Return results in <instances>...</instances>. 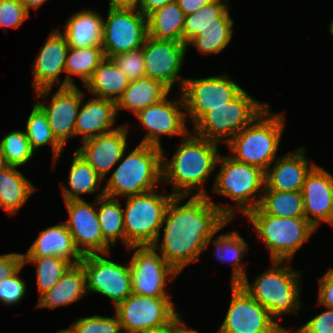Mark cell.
I'll use <instances>...</instances> for the list:
<instances>
[{
  "label": "cell",
  "instance_id": "cell-1",
  "mask_svg": "<svg viewBox=\"0 0 333 333\" xmlns=\"http://www.w3.org/2000/svg\"><path fill=\"white\" fill-rule=\"evenodd\" d=\"M210 197L173 196L168 203L158 237L152 246L179 274L188 265L199 261L208 240L232 221ZM186 198L187 202L181 203Z\"/></svg>",
  "mask_w": 333,
  "mask_h": 333
},
{
  "label": "cell",
  "instance_id": "cell-2",
  "mask_svg": "<svg viewBox=\"0 0 333 333\" xmlns=\"http://www.w3.org/2000/svg\"><path fill=\"white\" fill-rule=\"evenodd\" d=\"M180 140L171 159H165L163 150L162 181L171 185L174 196H208L204 184L216 169L219 143L192 131Z\"/></svg>",
  "mask_w": 333,
  "mask_h": 333
},
{
  "label": "cell",
  "instance_id": "cell-3",
  "mask_svg": "<svg viewBox=\"0 0 333 333\" xmlns=\"http://www.w3.org/2000/svg\"><path fill=\"white\" fill-rule=\"evenodd\" d=\"M271 267L249 283L248 275L239 285L258 301L276 320L295 314L303 305L300 300L302 271L294 270L288 261H270Z\"/></svg>",
  "mask_w": 333,
  "mask_h": 333
},
{
  "label": "cell",
  "instance_id": "cell-4",
  "mask_svg": "<svg viewBox=\"0 0 333 333\" xmlns=\"http://www.w3.org/2000/svg\"><path fill=\"white\" fill-rule=\"evenodd\" d=\"M163 149L138 143L129 154L125 150L103 187L105 196L127 198L158 188L162 182Z\"/></svg>",
  "mask_w": 333,
  "mask_h": 333
},
{
  "label": "cell",
  "instance_id": "cell-5",
  "mask_svg": "<svg viewBox=\"0 0 333 333\" xmlns=\"http://www.w3.org/2000/svg\"><path fill=\"white\" fill-rule=\"evenodd\" d=\"M268 106L226 144L234 160L266 171L278 158L286 126L284 113H272Z\"/></svg>",
  "mask_w": 333,
  "mask_h": 333
},
{
  "label": "cell",
  "instance_id": "cell-6",
  "mask_svg": "<svg viewBox=\"0 0 333 333\" xmlns=\"http://www.w3.org/2000/svg\"><path fill=\"white\" fill-rule=\"evenodd\" d=\"M218 173L212 183L214 193L234 201L235 206L216 205L230 220L235 218V209L244 216L258 207L265 189V171L261 168L241 163L232 157L221 154L216 167Z\"/></svg>",
  "mask_w": 333,
  "mask_h": 333
},
{
  "label": "cell",
  "instance_id": "cell-7",
  "mask_svg": "<svg viewBox=\"0 0 333 333\" xmlns=\"http://www.w3.org/2000/svg\"><path fill=\"white\" fill-rule=\"evenodd\" d=\"M245 216L253 225L257 239H261L267 247L271 261L291 262L296 252L316 231L306 218L270 216L258 207L250 210Z\"/></svg>",
  "mask_w": 333,
  "mask_h": 333
},
{
  "label": "cell",
  "instance_id": "cell-8",
  "mask_svg": "<svg viewBox=\"0 0 333 333\" xmlns=\"http://www.w3.org/2000/svg\"><path fill=\"white\" fill-rule=\"evenodd\" d=\"M268 106V103L256 100L243 89L226 105L213 107L206 112L191 131L204 139L226 145Z\"/></svg>",
  "mask_w": 333,
  "mask_h": 333
},
{
  "label": "cell",
  "instance_id": "cell-9",
  "mask_svg": "<svg viewBox=\"0 0 333 333\" xmlns=\"http://www.w3.org/2000/svg\"><path fill=\"white\" fill-rule=\"evenodd\" d=\"M158 188L125 198L123 219L125 248L152 245L159 234L164 214L173 194L159 193Z\"/></svg>",
  "mask_w": 333,
  "mask_h": 333
},
{
  "label": "cell",
  "instance_id": "cell-10",
  "mask_svg": "<svg viewBox=\"0 0 333 333\" xmlns=\"http://www.w3.org/2000/svg\"><path fill=\"white\" fill-rule=\"evenodd\" d=\"M135 250L129 260L132 275V293L149 297H171L167 284L179 273L169 265L152 246H130Z\"/></svg>",
  "mask_w": 333,
  "mask_h": 333
},
{
  "label": "cell",
  "instance_id": "cell-11",
  "mask_svg": "<svg viewBox=\"0 0 333 333\" xmlns=\"http://www.w3.org/2000/svg\"><path fill=\"white\" fill-rule=\"evenodd\" d=\"M104 254L84 255L81 263L86 273L87 294L98 293L112 301L113 306L123 302L132 294V275L129 261L115 263L104 258Z\"/></svg>",
  "mask_w": 333,
  "mask_h": 333
},
{
  "label": "cell",
  "instance_id": "cell-12",
  "mask_svg": "<svg viewBox=\"0 0 333 333\" xmlns=\"http://www.w3.org/2000/svg\"><path fill=\"white\" fill-rule=\"evenodd\" d=\"M242 90L227 73L198 79L185 78L180 92L185 104L186 117H189L194 125L206 112L213 107L226 105Z\"/></svg>",
  "mask_w": 333,
  "mask_h": 333
},
{
  "label": "cell",
  "instance_id": "cell-13",
  "mask_svg": "<svg viewBox=\"0 0 333 333\" xmlns=\"http://www.w3.org/2000/svg\"><path fill=\"white\" fill-rule=\"evenodd\" d=\"M147 37V15L139 10L108 8L107 17L103 18L102 37L106 58L142 48Z\"/></svg>",
  "mask_w": 333,
  "mask_h": 333
},
{
  "label": "cell",
  "instance_id": "cell-14",
  "mask_svg": "<svg viewBox=\"0 0 333 333\" xmlns=\"http://www.w3.org/2000/svg\"><path fill=\"white\" fill-rule=\"evenodd\" d=\"M171 298L132 293L114 307L122 333H130L138 329L160 328L171 324L181 314L176 311V305Z\"/></svg>",
  "mask_w": 333,
  "mask_h": 333
},
{
  "label": "cell",
  "instance_id": "cell-15",
  "mask_svg": "<svg viewBox=\"0 0 333 333\" xmlns=\"http://www.w3.org/2000/svg\"><path fill=\"white\" fill-rule=\"evenodd\" d=\"M179 93L176 96L177 99H168L167 95L161 101L146 107L135 115L142 125V129L146 130L140 144L163 148L162 135L184 137L190 131L186 124L189 120L186 117L184 100L181 92Z\"/></svg>",
  "mask_w": 333,
  "mask_h": 333
},
{
  "label": "cell",
  "instance_id": "cell-16",
  "mask_svg": "<svg viewBox=\"0 0 333 333\" xmlns=\"http://www.w3.org/2000/svg\"><path fill=\"white\" fill-rule=\"evenodd\" d=\"M231 301L215 333H276L281 326L270 313L239 284H231Z\"/></svg>",
  "mask_w": 333,
  "mask_h": 333
},
{
  "label": "cell",
  "instance_id": "cell-17",
  "mask_svg": "<svg viewBox=\"0 0 333 333\" xmlns=\"http://www.w3.org/2000/svg\"><path fill=\"white\" fill-rule=\"evenodd\" d=\"M146 77L158 80L171 91L180 85L182 90L186 77L180 75L188 46L174 40H156L147 37L143 43Z\"/></svg>",
  "mask_w": 333,
  "mask_h": 333
},
{
  "label": "cell",
  "instance_id": "cell-18",
  "mask_svg": "<svg viewBox=\"0 0 333 333\" xmlns=\"http://www.w3.org/2000/svg\"><path fill=\"white\" fill-rule=\"evenodd\" d=\"M105 196L104 188L90 204L86 200L64 201L68 219L64 222L73 237L79 252L84 255L110 253L111 247L105 242L97 215L96 198Z\"/></svg>",
  "mask_w": 333,
  "mask_h": 333
},
{
  "label": "cell",
  "instance_id": "cell-19",
  "mask_svg": "<svg viewBox=\"0 0 333 333\" xmlns=\"http://www.w3.org/2000/svg\"><path fill=\"white\" fill-rule=\"evenodd\" d=\"M53 88H45L35 91L37 98L52 96L49 105L43 104L39 99L35 103L44 111L52 133L56 140L65 148L68 139L75 137V124L77 113L85 92L79 87H59L56 92Z\"/></svg>",
  "mask_w": 333,
  "mask_h": 333
},
{
  "label": "cell",
  "instance_id": "cell-20",
  "mask_svg": "<svg viewBox=\"0 0 333 333\" xmlns=\"http://www.w3.org/2000/svg\"><path fill=\"white\" fill-rule=\"evenodd\" d=\"M301 192L305 218L316 230L322 222L333 227V175L316 164L306 175Z\"/></svg>",
  "mask_w": 333,
  "mask_h": 333
},
{
  "label": "cell",
  "instance_id": "cell-21",
  "mask_svg": "<svg viewBox=\"0 0 333 333\" xmlns=\"http://www.w3.org/2000/svg\"><path fill=\"white\" fill-rule=\"evenodd\" d=\"M130 125L126 123L113 131L87 139L76 149L103 180L128 148Z\"/></svg>",
  "mask_w": 333,
  "mask_h": 333
},
{
  "label": "cell",
  "instance_id": "cell-22",
  "mask_svg": "<svg viewBox=\"0 0 333 333\" xmlns=\"http://www.w3.org/2000/svg\"><path fill=\"white\" fill-rule=\"evenodd\" d=\"M68 50L66 37L60 32V29L54 28L32 64V87L34 92L40 89L53 88L56 82L59 87H62L59 76L65 72Z\"/></svg>",
  "mask_w": 333,
  "mask_h": 333
},
{
  "label": "cell",
  "instance_id": "cell-23",
  "mask_svg": "<svg viewBox=\"0 0 333 333\" xmlns=\"http://www.w3.org/2000/svg\"><path fill=\"white\" fill-rule=\"evenodd\" d=\"M265 171V189L301 192L306 175L316 165L306 157L305 147L278 157Z\"/></svg>",
  "mask_w": 333,
  "mask_h": 333
},
{
  "label": "cell",
  "instance_id": "cell-24",
  "mask_svg": "<svg viewBox=\"0 0 333 333\" xmlns=\"http://www.w3.org/2000/svg\"><path fill=\"white\" fill-rule=\"evenodd\" d=\"M116 102L94 96L84 102L82 98L75 124V136L81 135V142L113 131L117 119Z\"/></svg>",
  "mask_w": 333,
  "mask_h": 333
},
{
  "label": "cell",
  "instance_id": "cell-25",
  "mask_svg": "<svg viewBox=\"0 0 333 333\" xmlns=\"http://www.w3.org/2000/svg\"><path fill=\"white\" fill-rule=\"evenodd\" d=\"M56 256L71 264L81 262L83 255L77 249L66 223H58L42 230L23 257Z\"/></svg>",
  "mask_w": 333,
  "mask_h": 333
},
{
  "label": "cell",
  "instance_id": "cell-26",
  "mask_svg": "<svg viewBox=\"0 0 333 333\" xmlns=\"http://www.w3.org/2000/svg\"><path fill=\"white\" fill-rule=\"evenodd\" d=\"M87 295L86 273L83 264H71L61 279L47 292L38 298L36 308L54 310L77 302Z\"/></svg>",
  "mask_w": 333,
  "mask_h": 333
},
{
  "label": "cell",
  "instance_id": "cell-27",
  "mask_svg": "<svg viewBox=\"0 0 333 333\" xmlns=\"http://www.w3.org/2000/svg\"><path fill=\"white\" fill-rule=\"evenodd\" d=\"M102 14L91 9H82L71 15L60 32L71 48L102 47Z\"/></svg>",
  "mask_w": 333,
  "mask_h": 333
},
{
  "label": "cell",
  "instance_id": "cell-28",
  "mask_svg": "<svg viewBox=\"0 0 333 333\" xmlns=\"http://www.w3.org/2000/svg\"><path fill=\"white\" fill-rule=\"evenodd\" d=\"M214 245V256L219 262H230L232 265V276L230 285L239 284L247 275V264L243 262L244 256L249 253V247L246 240L233 230L222 233L215 239L210 238L206 244V250L210 244Z\"/></svg>",
  "mask_w": 333,
  "mask_h": 333
},
{
  "label": "cell",
  "instance_id": "cell-29",
  "mask_svg": "<svg viewBox=\"0 0 333 333\" xmlns=\"http://www.w3.org/2000/svg\"><path fill=\"white\" fill-rule=\"evenodd\" d=\"M171 90L162 82L148 77L130 81L123 95L116 102L117 115L119 110H128L136 115L146 107L161 101Z\"/></svg>",
  "mask_w": 333,
  "mask_h": 333
},
{
  "label": "cell",
  "instance_id": "cell-30",
  "mask_svg": "<svg viewBox=\"0 0 333 333\" xmlns=\"http://www.w3.org/2000/svg\"><path fill=\"white\" fill-rule=\"evenodd\" d=\"M19 168L7 166L0 172V208L14 215L28 201L37 188Z\"/></svg>",
  "mask_w": 333,
  "mask_h": 333
},
{
  "label": "cell",
  "instance_id": "cell-31",
  "mask_svg": "<svg viewBox=\"0 0 333 333\" xmlns=\"http://www.w3.org/2000/svg\"><path fill=\"white\" fill-rule=\"evenodd\" d=\"M130 80L111 58H104L85 83L88 92L115 102L123 95Z\"/></svg>",
  "mask_w": 333,
  "mask_h": 333
},
{
  "label": "cell",
  "instance_id": "cell-32",
  "mask_svg": "<svg viewBox=\"0 0 333 333\" xmlns=\"http://www.w3.org/2000/svg\"><path fill=\"white\" fill-rule=\"evenodd\" d=\"M185 14L177 1L154 9L147 15L148 36L156 40H174L183 43Z\"/></svg>",
  "mask_w": 333,
  "mask_h": 333
},
{
  "label": "cell",
  "instance_id": "cell-33",
  "mask_svg": "<svg viewBox=\"0 0 333 333\" xmlns=\"http://www.w3.org/2000/svg\"><path fill=\"white\" fill-rule=\"evenodd\" d=\"M67 187L62 185L63 201L83 200L82 194H95L103 179L76 150L68 172ZM69 187V188H68Z\"/></svg>",
  "mask_w": 333,
  "mask_h": 333
},
{
  "label": "cell",
  "instance_id": "cell-34",
  "mask_svg": "<svg viewBox=\"0 0 333 333\" xmlns=\"http://www.w3.org/2000/svg\"><path fill=\"white\" fill-rule=\"evenodd\" d=\"M229 0H213L195 13L185 16L183 43L188 44L208 25L234 24Z\"/></svg>",
  "mask_w": 333,
  "mask_h": 333
},
{
  "label": "cell",
  "instance_id": "cell-35",
  "mask_svg": "<svg viewBox=\"0 0 333 333\" xmlns=\"http://www.w3.org/2000/svg\"><path fill=\"white\" fill-rule=\"evenodd\" d=\"M104 58L102 47H69L62 87L76 86L73 76L79 77L85 85Z\"/></svg>",
  "mask_w": 333,
  "mask_h": 333
},
{
  "label": "cell",
  "instance_id": "cell-36",
  "mask_svg": "<svg viewBox=\"0 0 333 333\" xmlns=\"http://www.w3.org/2000/svg\"><path fill=\"white\" fill-rule=\"evenodd\" d=\"M97 215L105 242L114 247L120 240L125 247L123 207L119 199L103 196L96 198Z\"/></svg>",
  "mask_w": 333,
  "mask_h": 333
},
{
  "label": "cell",
  "instance_id": "cell-37",
  "mask_svg": "<svg viewBox=\"0 0 333 333\" xmlns=\"http://www.w3.org/2000/svg\"><path fill=\"white\" fill-rule=\"evenodd\" d=\"M258 208L270 216L305 218L302 192L264 190Z\"/></svg>",
  "mask_w": 333,
  "mask_h": 333
},
{
  "label": "cell",
  "instance_id": "cell-38",
  "mask_svg": "<svg viewBox=\"0 0 333 333\" xmlns=\"http://www.w3.org/2000/svg\"><path fill=\"white\" fill-rule=\"evenodd\" d=\"M25 134L31 149L36 153L38 148L49 145L52 149L53 165H56L64 147L54 137L44 111L34 102L25 125Z\"/></svg>",
  "mask_w": 333,
  "mask_h": 333
},
{
  "label": "cell",
  "instance_id": "cell-39",
  "mask_svg": "<svg viewBox=\"0 0 333 333\" xmlns=\"http://www.w3.org/2000/svg\"><path fill=\"white\" fill-rule=\"evenodd\" d=\"M23 263H33L36 267V285L39 297L50 290L71 265L66 259L56 256L23 257Z\"/></svg>",
  "mask_w": 333,
  "mask_h": 333
},
{
  "label": "cell",
  "instance_id": "cell-40",
  "mask_svg": "<svg viewBox=\"0 0 333 333\" xmlns=\"http://www.w3.org/2000/svg\"><path fill=\"white\" fill-rule=\"evenodd\" d=\"M234 24L208 25L188 44L201 55L219 54L231 43Z\"/></svg>",
  "mask_w": 333,
  "mask_h": 333
},
{
  "label": "cell",
  "instance_id": "cell-41",
  "mask_svg": "<svg viewBox=\"0 0 333 333\" xmlns=\"http://www.w3.org/2000/svg\"><path fill=\"white\" fill-rule=\"evenodd\" d=\"M0 152L5 158L7 166L17 168L25 165L35 156L25 131L16 129L4 135L0 141Z\"/></svg>",
  "mask_w": 333,
  "mask_h": 333
},
{
  "label": "cell",
  "instance_id": "cell-42",
  "mask_svg": "<svg viewBox=\"0 0 333 333\" xmlns=\"http://www.w3.org/2000/svg\"><path fill=\"white\" fill-rule=\"evenodd\" d=\"M69 327L74 333H122L121 324L115 313L113 317L100 315L80 317Z\"/></svg>",
  "mask_w": 333,
  "mask_h": 333
},
{
  "label": "cell",
  "instance_id": "cell-43",
  "mask_svg": "<svg viewBox=\"0 0 333 333\" xmlns=\"http://www.w3.org/2000/svg\"><path fill=\"white\" fill-rule=\"evenodd\" d=\"M111 59L130 81L146 77L142 48L116 54Z\"/></svg>",
  "mask_w": 333,
  "mask_h": 333
},
{
  "label": "cell",
  "instance_id": "cell-44",
  "mask_svg": "<svg viewBox=\"0 0 333 333\" xmlns=\"http://www.w3.org/2000/svg\"><path fill=\"white\" fill-rule=\"evenodd\" d=\"M24 265L11 277L0 282V303L5 306H13L23 300L26 296V282L19 274Z\"/></svg>",
  "mask_w": 333,
  "mask_h": 333
},
{
  "label": "cell",
  "instance_id": "cell-45",
  "mask_svg": "<svg viewBox=\"0 0 333 333\" xmlns=\"http://www.w3.org/2000/svg\"><path fill=\"white\" fill-rule=\"evenodd\" d=\"M30 14L20 0H0V27L19 28Z\"/></svg>",
  "mask_w": 333,
  "mask_h": 333
},
{
  "label": "cell",
  "instance_id": "cell-46",
  "mask_svg": "<svg viewBox=\"0 0 333 333\" xmlns=\"http://www.w3.org/2000/svg\"><path fill=\"white\" fill-rule=\"evenodd\" d=\"M299 329L303 333H333V309L326 308L325 311L312 317Z\"/></svg>",
  "mask_w": 333,
  "mask_h": 333
},
{
  "label": "cell",
  "instance_id": "cell-47",
  "mask_svg": "<svg viewBox=\"0 0 333 333\" xmlns=\"http://www.w3.org/2000/svg\"><path fill=\"white\" fill-rule=\"evenodd\" d=\"M318 300L317 305L333 309V268H329L318 278Z\"/></svg>",
  "mask_w": 333,
  "mask_h": 333
},
{
  "label": "cell",
  "instance_id": "cell-48",
  "mask_svg": "<svg viewBox=\"0 0 333 333\" xmlns=\"http://www.w3.org/2000/svg\"><path fill=\"white\" fill-rule=\"evenodd\" d=\"M23 265V253L0 255V282L14 275Z\"/></svg>",
  "mask_w": 333,
  "mask_h": 333
},
{
  "label": "cell",
  "instance_id": "cell-49",
  "mask_svg": "<svg viewBox=\"0 0 333 333\" xmlns=\"http://www.w3.org/2000/svg\"><path fill=\"white\" fill-rule=\"evenodd\" d=\"M185 16L195 13L213 0H176Z\"/></svg>",
  "mask_w": 333,
  "mask_h": 333
},
{
  "label": "cell",
  "instance_id": "cell-50",
  "mask_svg": "<svg viewBox=\"0 0 333 333\" xmlns=\"http://www.w3.org/2000/svg\"><path fill=\"white\" fill-rule=\"evenodd\" d=\"M175 0H138V10L144 14L148 15L154 9L164 6L165 4Z\"/></svg>",
  "mask_w": 333,
  "mask_h": 333
},
{
  "label": "cell",
  "instance_id": "cell-51",
  "mask_svg": "<svg viewBox=\"0 0 333 333\" xmlns=\"http://www.w3.org/2000/svg\"><path fill=\"white\" fill-rule=\"evenodd\" d=\"M183 315H179L171 324L167 333H199L198 330L191 329L190 326L185 324L182 320Z\"/></svg>",
  "mask_w": 333,
  "mask_h": 333
},
{
  "label": "cell",
  "instance_id": "cell-52",
  "mask_svg": "<svg viewBox=\"0 0 333 333\" xmlns=\"http://www.w3.org/2000/svg\"><path fill=\"white\" fill-rule=\"evenodd\" d=\"M109 8L138 10V0H109Z\"/></svg>",
  "mask_w": 333,
  "mask_h": 333
},
{
  "label": "cell",
  "instance_id": "cell-53",
  "mask_svg": "<svg viewBox=\"0 0 333 333\" xmlns=\"http://www.w3.org/2000/svg\"><path fill=\"white\" fill-rule=\"evenodd\" d=\"M24 5L26 11L30 14V9H39L42 4H44L48 0H20Z\"/></svg>",
  "mask_w": 333,
  "mask_h": 333
},
{
  "label": "cell",
  "instance_id": "cell-54",
  "mask_svg": "<svg viewBox=\"0 0 333 333\" xmlns=\"http://www.w3.org/2000/svg\"><path fill=\"white\" fill-rule=\"evenodd\" d=\"M169 325H165L160 328H148V329H138L131 331L130 333H167Z\"/></svg>",
  "mask_w": 333,
  "mask_h": 333
},
{
  "label": "cell",
  "instance_id": "cell-55",
  "mask_svg": "<svg viewBox=\"0 0 333 333\" xmlns=\"http://www.w3.org/2000/svg\"><path fill=\"white\" fill-rule=\"evenodd\" d=\"M292 330H294V331L292 332ZM276 333H303V332L299 328L296 329V331H295V329L290 330V329H286L283 326H280Z\"/></svg>",
  "mask_w": 333,
  "mask_h": 333
},
{
  "label": "cell",
  "instance_id": "cell-56",
  "mask_svg": "<svg viewBox=\"0 0 333 333\" xmlns=\"http://www.w3.org/2000/svg\"><path fill=\"white\" fill-rule=\"evenodd\" d=\"M6 167H7V164H6L5 158L1 155V152H0V172Z\"/></svg>",
  "mask_w": 333,
  "mask_h": 333
},
{
  "label": "cell",
  "instance_id": "cell-57",
  "mask_svg": "<svg viewBox=\"0 0 333 333\" xmlns=\"http://www.w3.org/2000/svg\"><path fill=\"white\" fill-rule=\"evenodd\" d=\"M56 333H74V332L69 327L68 329L65 328V329L58 330Z\"/></svg>",
  "mask_w": 333,
  "mask_h": 333
},
{
  "label": "cell",
  "instance_id": "cell-58",
  "mask_svg": "<svg viewBox=\"0 0 333 333\" xmlns=\"http://www.w3.org/2000/svg\"><path fill=\"white\" fill-rule=\"evenodd\" d=\"M329 32L331 33V35L333 37V19L331 20V22L329 24Z\"/></svg>",
  "mask_w": 333,
  "mask_h": 333
}]
</instances>
